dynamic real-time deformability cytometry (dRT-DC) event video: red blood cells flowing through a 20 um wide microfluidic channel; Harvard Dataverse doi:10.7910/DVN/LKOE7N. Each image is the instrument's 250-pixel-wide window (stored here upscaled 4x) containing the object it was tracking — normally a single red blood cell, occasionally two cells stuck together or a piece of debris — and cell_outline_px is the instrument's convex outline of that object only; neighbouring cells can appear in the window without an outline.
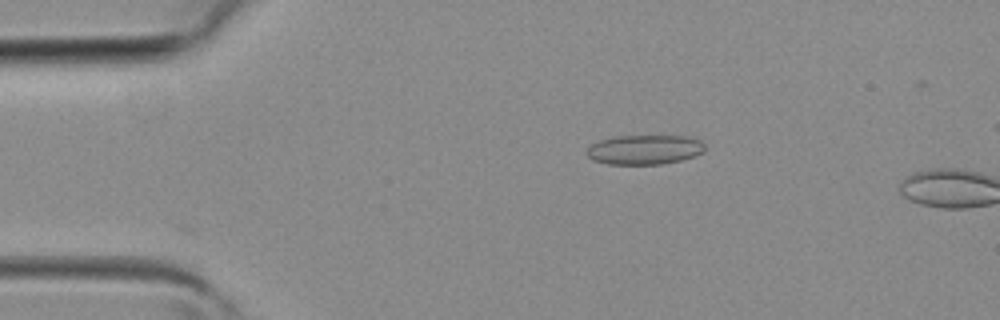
{"species": "common noctule bat (a hibernating species)", "species_latin": "Nyctalus noctula", "temperature_condition": "room temperature", "stored_images_in_passage": 4, "camera_frame_rate_fps": 3000, "um_per_image_px": 0.085, "animal": {"sex": "female", "body_mass_g": 19.3, "forearm_length_mm": 54.1}, "frame": {"image": 1, "passage_image": 3, "time_ms": 0.667, "image_size_px": [1000, 320], "cell_outline_px": [[704, 152], [696, 156], [680, 160], [660, 164], [608, 164], [592, 160], [588, 156], [588, 148], [592, 144], [600, 140], [612, 136], [684, 136], [700, 140], [704, 144]], "centroid_in_image_um": [54.79, 12.72], "position_along_channel_um": 30.2, "area_um2": 20.29}}